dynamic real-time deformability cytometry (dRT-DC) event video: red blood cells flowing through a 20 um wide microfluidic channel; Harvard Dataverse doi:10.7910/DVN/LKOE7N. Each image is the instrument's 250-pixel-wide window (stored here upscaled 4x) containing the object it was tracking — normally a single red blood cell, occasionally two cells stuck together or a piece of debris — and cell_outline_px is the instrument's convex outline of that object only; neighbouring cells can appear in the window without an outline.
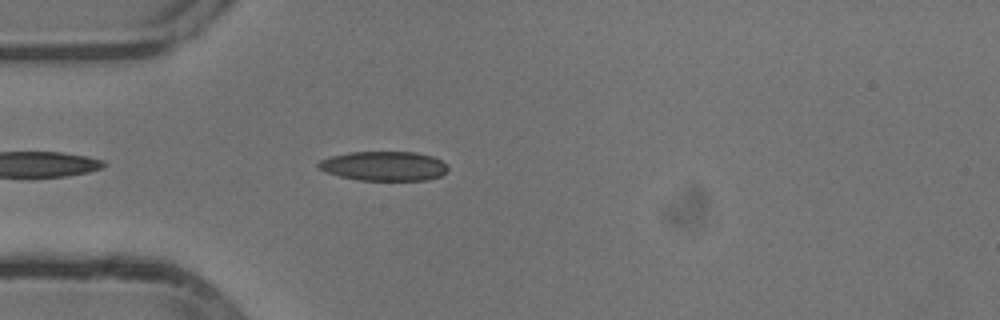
{"species": "common noctule bat (a hibernating species)", "species_latin": "Nyctalus noctula", "temperature_condition": "cold", "stored_images_in_passage": 25, "camera_frame_rate_fps": 3000, "um_per_image_px": 0.085, "animal": {"sex": "male", "body_mass_g": 13.3}, "frame": {"image": 1, "passage_image": 4, "time_ms": 1.0, "image_size_px": [1000, 320], "cell_outline_px": [[448, 168], [440, 176], [428, 180], [360, 180], [340, 176], [328, 172], [320, 168], [316, 164], [320, 160], [332, 156], [348, 152], [416, 152], [432, 156], [448, 164]], "centroid_in_image_um": [32.66, 14.11], "position_along_channel_um": 52.3, "area_um2": 22.08}}
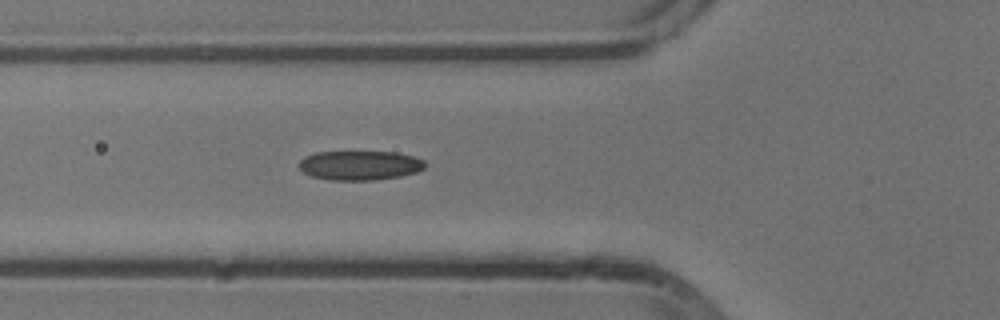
{"frame": {"image": 2, "passage_image": 8, "time_ms": 2.333, "image_size_px": [1000, 320], "cell_outline_px": [[424, 168], [416, 172], [400, 176], [376, 180], [332, 180], [312, 176], [304, 172], [300, 168], [300, 160], [304, 156], [316, 152], [396, 152], [412, 156], [424, 160]], "centroid_in_image_um": [30.58, 14.05], "position_along_channel_um": 95.2, "area_um2": 21.44}}